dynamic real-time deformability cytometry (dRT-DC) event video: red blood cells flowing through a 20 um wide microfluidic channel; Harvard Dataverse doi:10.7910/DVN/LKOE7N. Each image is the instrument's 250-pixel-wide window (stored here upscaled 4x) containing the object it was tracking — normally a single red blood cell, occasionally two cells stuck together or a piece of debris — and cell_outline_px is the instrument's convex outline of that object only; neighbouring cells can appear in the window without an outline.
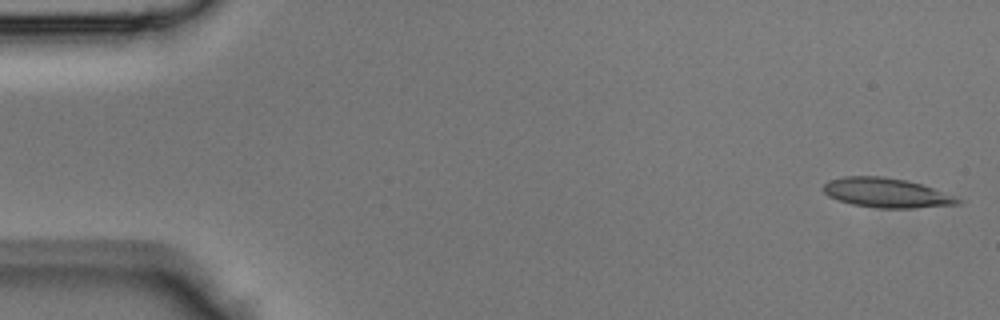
{"species": "Egyptian fruit bat (a non-hibernating species)", "species_latin": "Rousettus aegyptiacus", "temperature_condition": "room temperature", "stored_images_in_passage": 12, "camera_frame_rate_fps": 3000, "um_per_image_px": 0.085, "animal": {"sex": "male"}, "frame": {"image": 1, "passage_image": 1, "time_ms": 0.0, "image_size_px": [1000, 320], "cell_outline_px": [[968, 200], [960, 204], [912, 208], [880, 208], [852, 204], [828, 196], [824, 192], [824, 184], [828, 180], [844, 176], [884, 176], [904, 180], [920, 184]], "centroid_in_image_um": [75.39, 16.39], "position_along_channel_um": 9.6, "area_um2": 23.12}}
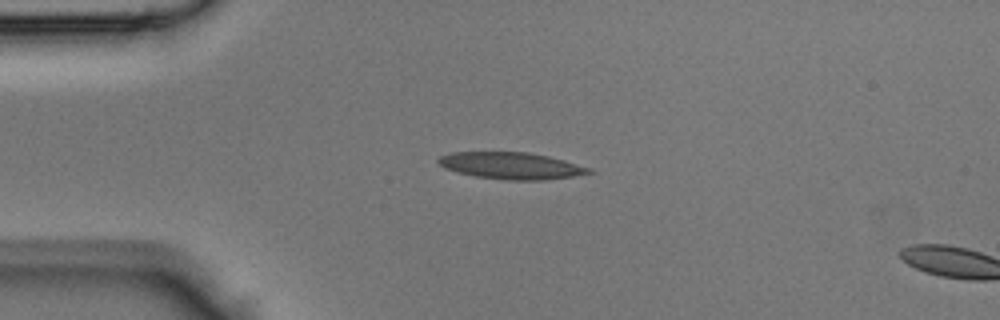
{"frame": {"image": 2, "passage_image": 10, "time_ms": 3.0, "image_size_px": [1000, 320], "cell_outline_px": [[596, 172], [572, 176], [544, 180], [508, 180], [476, 176], [456, 172], [444, 168], [436, 160], [440, 156], [452, 152], [528, 152], [548, 156], [564, 160], [592, 168]], "centroid_in_image_um": [43.46, 14.08], "position_along_channel_um": 41.5, "area_um2": 23.52}}